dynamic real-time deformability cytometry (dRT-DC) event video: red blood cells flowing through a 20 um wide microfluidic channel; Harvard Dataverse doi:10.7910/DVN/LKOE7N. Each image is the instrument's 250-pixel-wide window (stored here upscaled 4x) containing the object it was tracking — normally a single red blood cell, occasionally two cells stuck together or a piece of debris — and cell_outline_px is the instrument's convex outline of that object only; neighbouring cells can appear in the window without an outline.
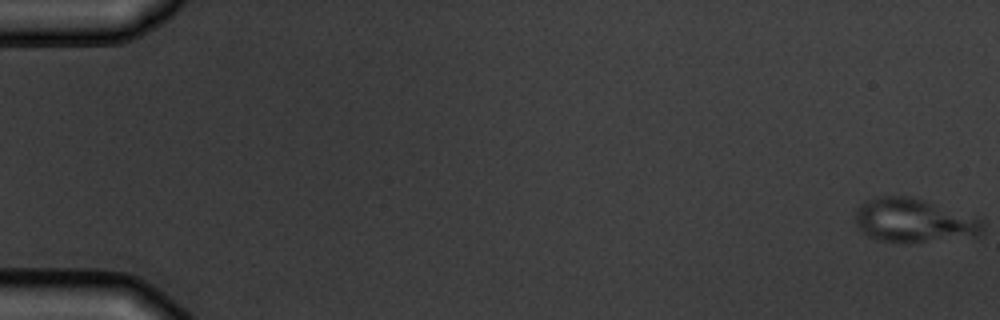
{"species": "common noctule bat (a hibernating species)", "species_latin": "Nyctalus noctula", "temperature_condition": "warm", "stored_images_in_passage": 5, "camera_frame_rate_fps": 3000, "um_per_image_px": 0.085, "animal": {"sex": "male", "body_mass_g": 19.5, "forearm_length_mm": 54.6}, "frame": {"image": 1, "passage_image": 1, "time_ms": 0.0, "image_size_px": [1000, 320], "cell_outline_px": [[984, 228], [980, 236], [908, 244], [880, 240], [868, 236], [860, 232], [856, 228], [852, 220], [856, 208], [860, 204], [868, 200], [880, 196], [908, 196], [924, 200], [984, 220]], "centroid_in_image_um": [77.63, 18.77], "position_along_channel_um": 7.4, "area_um2": 33.23}}